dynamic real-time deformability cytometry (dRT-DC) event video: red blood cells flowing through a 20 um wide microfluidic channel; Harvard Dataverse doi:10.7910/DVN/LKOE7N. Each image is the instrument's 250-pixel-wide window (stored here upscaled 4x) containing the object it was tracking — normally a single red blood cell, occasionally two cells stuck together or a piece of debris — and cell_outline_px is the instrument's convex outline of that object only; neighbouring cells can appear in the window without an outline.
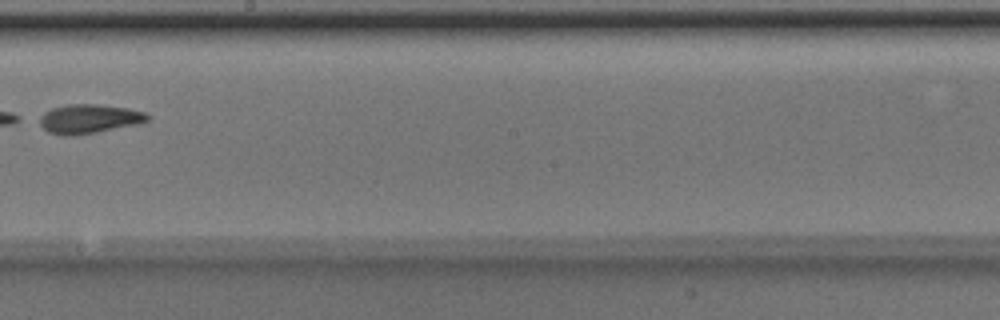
{"species": "Egyptian fruit bat (a non-hibernating species)", "species_latin": "Rousettus aegyptiacus", "temperature_condition": "room temperature", "stored_images_in_passage": 9, "camera_frame_rate_fps": 3000, "um_per_image_px": 0.085, "animal": {"sex": "male"}, "frame": {"image": 1, "passage_image": 8, "time_ms": 2.333, "image_size_px": [1000, 320], "cell_outline_px": [[152, 116], [144, 124], [72, 136], [64, 136], [48, 132], [32, 120], [36, 116], [52, 108], [68, 104], [100, 104], [128, 108], [144, 112]], "centroid_in_image_um": [7.53, 10.11], "position_along_channel_um": 240.7, "area_um2": 19.07}}
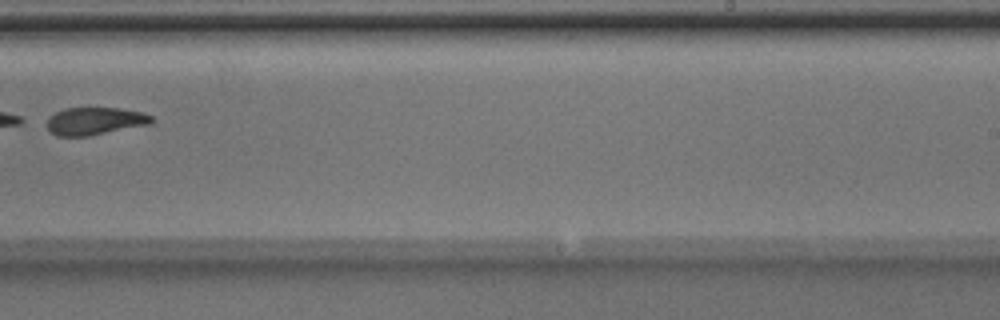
{"frame": {"image": 2, "passage_image": 9, "time_ms": 2.667, "image_size_px": [1000, 320], "cell_outline_px": [[156, 120], [152, 124], [88, 136], [56, 136], [48, 128], [48, 116], [64, 108], [120, 108], [144, 112], [152, 116]], "centroid_in_image_um": [8.12, 10.28], "position_along_channel_um": 280.9, "area_um2": 16.99}}